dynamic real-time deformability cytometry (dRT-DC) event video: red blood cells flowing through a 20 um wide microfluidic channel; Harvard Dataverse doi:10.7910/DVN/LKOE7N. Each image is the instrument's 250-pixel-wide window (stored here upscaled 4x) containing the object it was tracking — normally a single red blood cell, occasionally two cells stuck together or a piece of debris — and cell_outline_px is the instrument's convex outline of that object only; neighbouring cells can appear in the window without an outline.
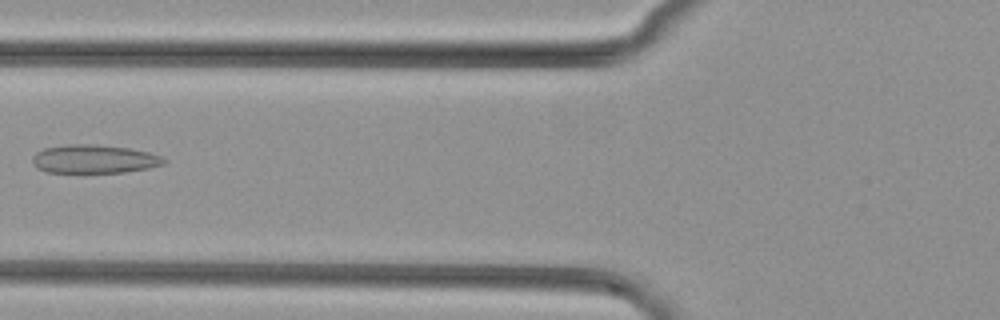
{"species": "common noctule bat (a hibernating species)", "species_latin": "Nyctalus noctula", "temperature_condition": "cold", "stored_images_in_passage": 5, "camera_frame_rate_fps": 3000, "um_per_image_px": 0.085, "animal": {"sex": "female", "body_mass_g": 29.2, "forearm_length_mm": 56.3}, "frame": {"image": 1, "passage_image": 5, "time_ms": 1.333, "image_size_px": [1000, 320], "cell_outline_px": [[168, 160], [164, 164], [148, 168], [124, 172], [44, 172], [36, 168], [32, 164], [32, 156], [36, 152], [44, 148], [68, 144], [96, 144], [128, 148], [148, 152], [160, 156]], "centroid_in_image_um": [7.96, 13.51], "position_along_channel_um": 117.8, "area_um2": 21.91}}